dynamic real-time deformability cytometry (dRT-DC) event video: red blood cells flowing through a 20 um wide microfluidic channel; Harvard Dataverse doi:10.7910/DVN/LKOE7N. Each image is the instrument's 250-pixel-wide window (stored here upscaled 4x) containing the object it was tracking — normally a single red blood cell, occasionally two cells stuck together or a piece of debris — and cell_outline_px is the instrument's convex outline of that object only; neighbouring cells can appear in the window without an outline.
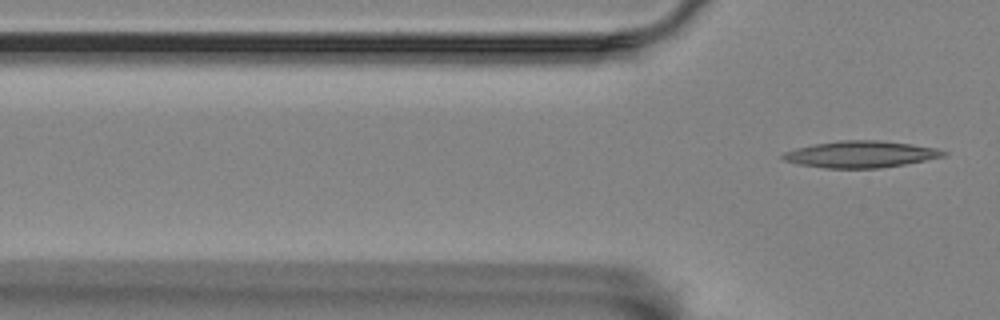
{"species": "Egyptian fruit bat (a non-hibernating species)", "species_latin": "Rousettus aegyptiacus", "temperature_condition": "room temperature", "stored_images_in_passage": 6, "camera_frame_rate_fps": 3000, "um_per_image_px": 0.085, "animal": {"sex": "female"}, "frame": {"image": 1, "passage_image": 6, "time_ms": 6.333, "image_size_px": [1000, 320], "cell_outline_px": [[948, 152], [944, 156], [904, 164], [880, 168], [824, 168], [796, 164], [784, 160], [780, 156], [784, 152], [796, 148], [812, 144], [840, 140], [876, 140], [912, 144], [936, 148]], "centroid_in_image_um": [73.11, 13.11], "position_along_channel_um": 52.7, "area_um2": 24.91}}